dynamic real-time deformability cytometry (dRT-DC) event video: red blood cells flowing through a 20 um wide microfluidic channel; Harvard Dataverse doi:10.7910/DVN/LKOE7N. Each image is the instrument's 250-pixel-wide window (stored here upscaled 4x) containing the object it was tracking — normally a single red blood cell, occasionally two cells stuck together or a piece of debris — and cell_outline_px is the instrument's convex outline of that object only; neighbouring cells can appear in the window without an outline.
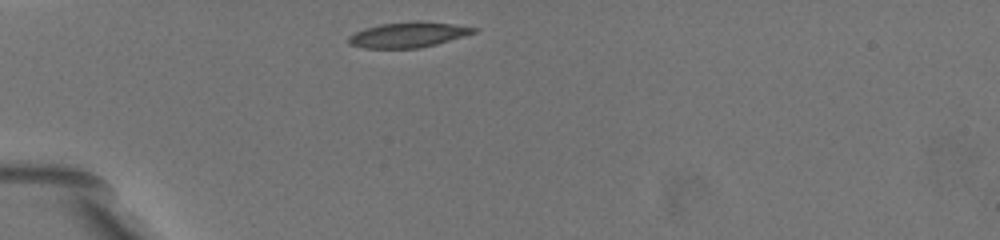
{"species": "common noctule bat (a hibernating species)", "species_latin": "Nyctalus noctula", "temperature_condition": "warm", "stored_images_in_passage": 29, "camera_frame_rate_fps": 3000, "um_per_image_px": 0.085, "animal": {"sex": "female", "body_mass_g": 19.5, "forearm_length_mm": 54.1}, "frame": {"image": 1, "passage_image": 1, "time_ms": 0.0, "image_size_px": [1000, 240], "cell_outline_px": [[480, 28], [476, 32], [464, 36], [436, 44], [420, 48], [364, 48], [348, 44], [348, 36], [364, 28], [380, 24], [416, 20], [420, 20], [452, 24]], "centroid_in_image_um": [34.7, 2.94], "position_along_channel_um": 50.3, "area_um2": 18.61}}
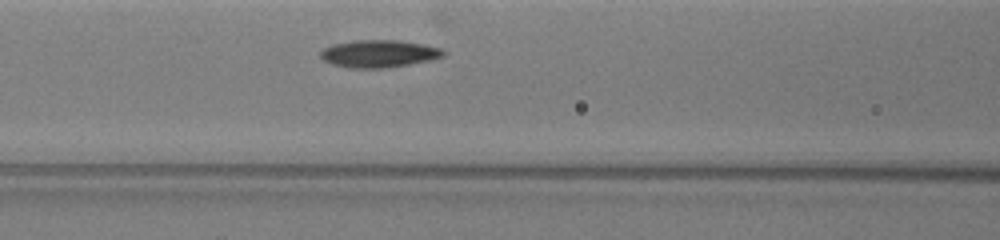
{"frame": {"image": 2, "passage_image": 9, "time_ms": 3.0, "image_size_px": [1000, 240], "cell_outline_px": [[448, 52], [444, 56], [432, 60], [384, 68], [348, 68], [332, 64], [324, 60], [320, 56], [320, 52], [324, 48], [332, 44], [352, 40], [400, 40], [424, 44], [440, 48]], "centroid_in_image_um": [32.22, 4.55], "position_along_channel_um": 134.4, "area_um2": 19.83}}
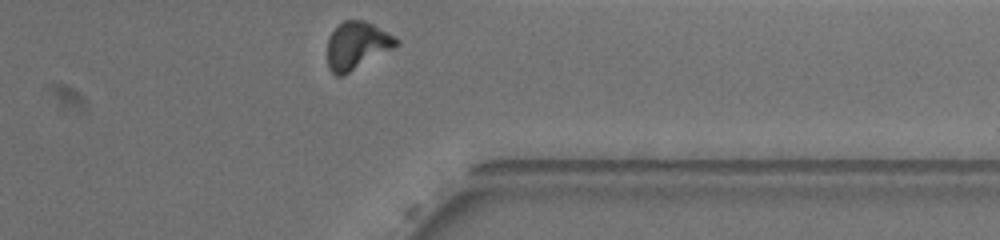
{"frame": {"image": 3, "passage_image": 29, "time_ms": 10.0, "image_size_px": [1000, 240], "cell_outline_px": [[400, 44], [396, 48], [344, 76], [336, 76], [328, 68], [328, 36], [344, 20], [364, 20], [396, 36], [400, 40]], "centroid_in_image_um": [30.38, 3.89], "position_along_channel_um": 381.0, "area_um2": 19.48}, "authors_computed_cell_mechanics": {"area_um2": 19.5364, "velocity_mm_per_s": 3.5764, "shape_relaxation_time_tau1_ms": 5.9514, "shape_relaxation_time_tau2_ms": 2.7267, "deformation_change_tau1": 0.1777, "deformation_change_tau2": 0.0985}}